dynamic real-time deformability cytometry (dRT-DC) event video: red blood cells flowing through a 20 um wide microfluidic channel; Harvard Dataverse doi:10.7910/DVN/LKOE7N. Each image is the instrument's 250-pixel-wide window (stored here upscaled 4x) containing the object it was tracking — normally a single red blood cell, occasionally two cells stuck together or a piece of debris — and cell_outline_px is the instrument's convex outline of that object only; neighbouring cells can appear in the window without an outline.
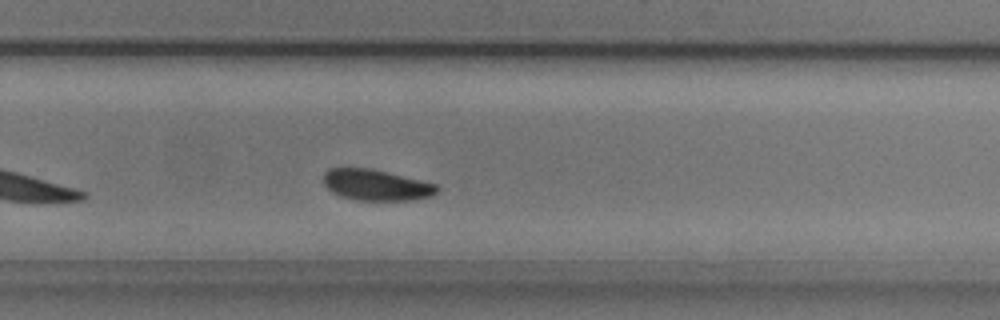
{"species": "common noctule bat (a hibernating species)", "species_latin": "Nyctalus noctula", "temperature_condition": "cold", "stored_images_in_passage": 40, "camera_frame_rate_fps": 3000, "um_per_image_px": 0.085, "animal": {"sex": "male", "body_mass_g": 20.5, "forearm_length_mm": 52.5}, "frame": {"image": 1, "passage_image": 23, "time_ms": 7.333, "image_size_px": [1000, 320], "cell_outline_px": [[440, 188], [432, 196], [412, 200], [356, 200], [340, 196], [332, 192], [324, 184], [324, 172], [328, 168], [368, 168], [420, 180], [436, 184]], "centroid_in_image_um": [31.96, 15.73], "position_along_channel_um": 297.8, "area_um2": 20.35}, "authors_computed_cell_mechanics": {"area_um2": 20.808, "velocity_mm_per_s": 3.655, "shape_relaxation_time_tau1_ms": 3.6301, "shape_relaxation_time_tau2_ms": null, "deformation_change_tau1": 0.1351, "deformation_change_tau2": null}}